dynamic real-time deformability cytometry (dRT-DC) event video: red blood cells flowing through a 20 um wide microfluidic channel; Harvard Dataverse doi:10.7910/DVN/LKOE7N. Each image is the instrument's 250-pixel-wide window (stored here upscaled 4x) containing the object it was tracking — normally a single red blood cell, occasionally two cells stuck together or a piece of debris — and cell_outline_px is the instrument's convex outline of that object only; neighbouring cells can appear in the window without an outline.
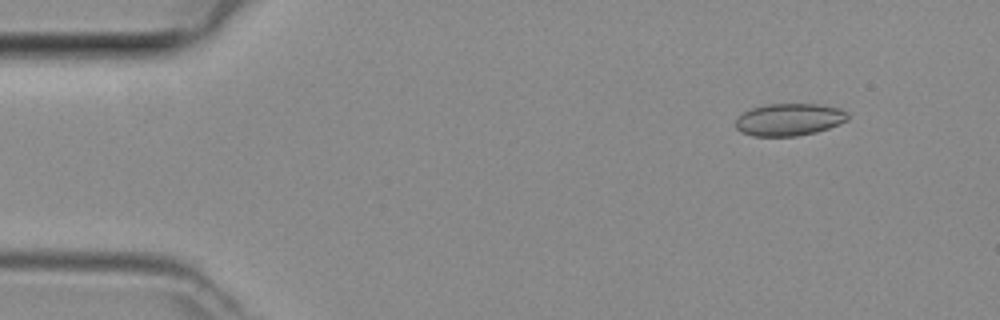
{"species": "common noctule bat (a hibernating species)", "species_latin": "Nyctalus noctula", "temperature_condition": "room temperature", "stored_images_in_passage": 47, "camera_frame_rate_fps": 3000, "um_per_image_px": 0.085, "animal": {"sex": "female", "body_mass_g": 29.2, "forearm_length_mm": 56.3}, "frame": {"image": 1, "passage_image": 5, "time_ms": 1.333, "image_size_px": [1000, 320], "cell_outline_px": [[848, 120], [840, 124], [816, 132], [796, 136], [752, 136], [740, 132], [736, 128], [736, 120], [744, 112], [752, 108], [768, 104], [820, 104], [840, 108], [848, 112]], "centroid_in_image_um": [67.11, 10.16], "position_along_channel_um": 17.9, "area_um2": 21.15}}
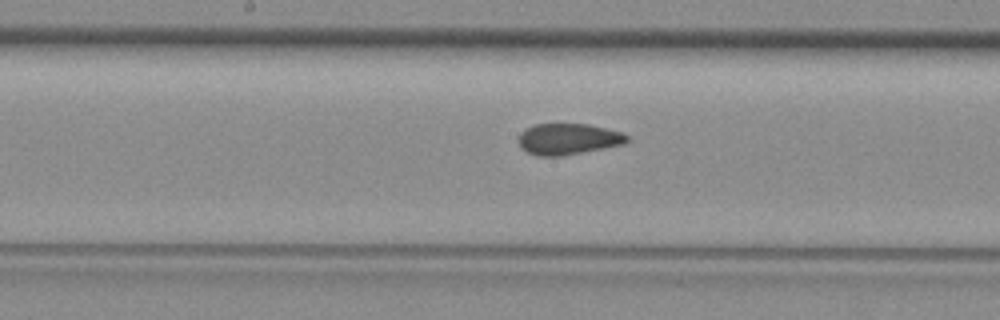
{"frame": {"image": 2, "passage_image": 24, "time_ms": 7.667, "image_size_px": [1000, 320], "cell_outline_px": [[628, 140], [624, 144], [604, 148], [560, 156], [536, 156], [520, 148], [520, 132], [532, 124], [588, 124], [624, 132], [628, 136]], "centroid_in_image_um": [48.3, 11.81], "position_along_channel_um": 199.9, "area_um2": 19.71}}
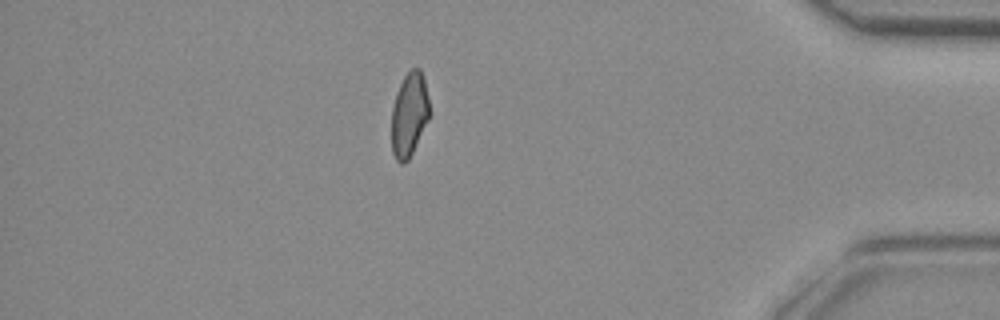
{"frame": {"image": 3, "passage_image": 41, "time_ms": 13.333, "image_size_px": [1000, 320], "cell_outline_px": [[428, 120], [408, 160], [404, 164], [400, 164], [396, 160], [392, 152], [392, 108], [396, 92], [404, 76], [412, 68], [420, 68], [424, 76], [428, 96]], "centroid_in_image_um": [34.77, 9.72], "position_along_channel_um": 400.4, "area_um2": 18.44}}